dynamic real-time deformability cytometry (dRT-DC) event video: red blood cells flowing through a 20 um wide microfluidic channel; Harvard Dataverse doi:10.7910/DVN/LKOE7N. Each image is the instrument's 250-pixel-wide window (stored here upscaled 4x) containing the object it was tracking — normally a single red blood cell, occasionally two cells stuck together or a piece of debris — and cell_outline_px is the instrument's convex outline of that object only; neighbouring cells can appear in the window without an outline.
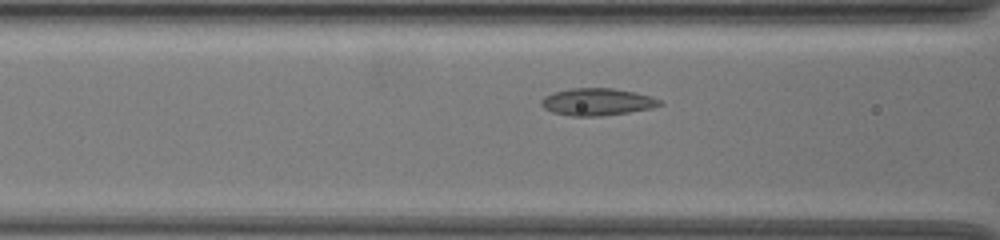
{"species": "common noctule bat (a hibernating species)", "species_latin": "Nyctalus noctula", "temperature_condition": "warm", "stored_images_in_passage": 9, "camera_frame_rate_fps": 3000, "um_per_image_px": 0.085, "animal": {"sex": "female", "body_mass_g": 19.5, "forearm_length_mm": 54.1}, "frame": {"image": 1, "passage_image": 7, "time_ms": 2.0, "image_size_px": [1000, 240], "cell_outline_px": [[664, 104], [652, 108], [628, 112], [600, 116], [572, 116], [552, 112], [544, 108], [540, 104], [540, 100], [544, 96], [552, 92], [572, 88], [612, 88], [652, 96], [660, 100]], "centroid_in_image_um": [50.73, 8.66], "position_along_channel_um": 115.9, "area_um2": 18.79}}